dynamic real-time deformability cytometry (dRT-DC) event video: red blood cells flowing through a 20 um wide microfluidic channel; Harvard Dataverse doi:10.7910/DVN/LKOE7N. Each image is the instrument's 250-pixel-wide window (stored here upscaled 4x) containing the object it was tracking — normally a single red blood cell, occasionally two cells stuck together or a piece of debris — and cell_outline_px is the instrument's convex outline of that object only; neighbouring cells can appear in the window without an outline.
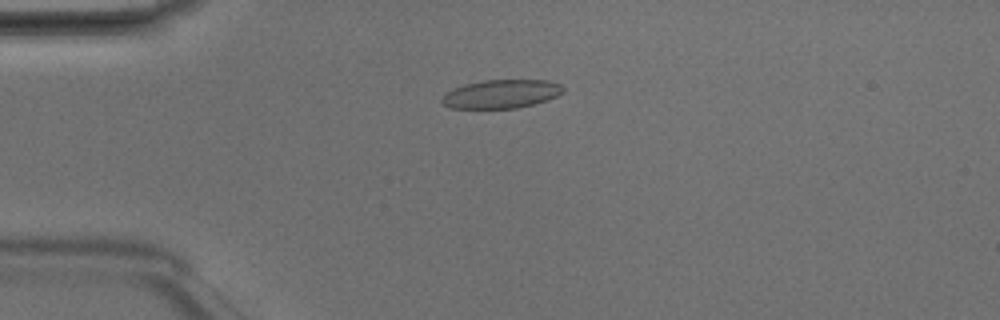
{"species": "Egyptian fruit bat (a non-hibernating species)", "species_latin": "Rousettus aegyptiacus", "temperature_condition": "room temperature", "stored_images_in_passage": 48, "camera_frame_rate_fps": 3000, "um_per_image_px": 0.085, "animal": {"sex": "male"}, "frame": {"image": 1, "passage_image": 12, "time_ms": 3.667, "image_size_px": [1000, 320], "cell_outline_px": [[564, 92], [548, 100], [516, 108], [452, 108], [444, 104], [440, 100], [448, 92], [464, 84], [484, 80], [548, 80], [560, 84], [564, 88]], "centroid_in_image_um": [42.65, 7.98], "position_along_channel_um": 42.4, "area_um2": 20.0}}
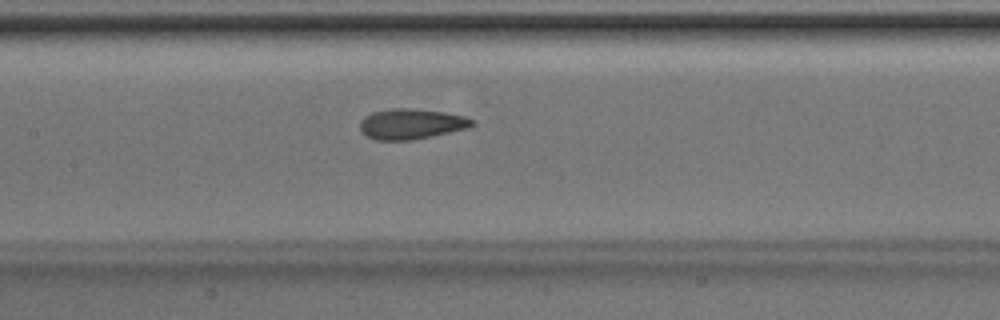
{"frame": {"image": 2, "passage_image": 23, "time_ms": 7.333, "image_size_px": [1000, 320], "cell_outline_px": [[476, 124], [468, 128], [412, 140], [376, 140], [368, 136], [360, 128], [360, 120], [364, 116], [372, 112], [392, 108], [412, 108], [444, 112], [464, 116], [476, 120]], "centroid_in_image_um": [34.98, 10.52], "position_along_channel_um": 172.4, "area_um2": 19.88}}
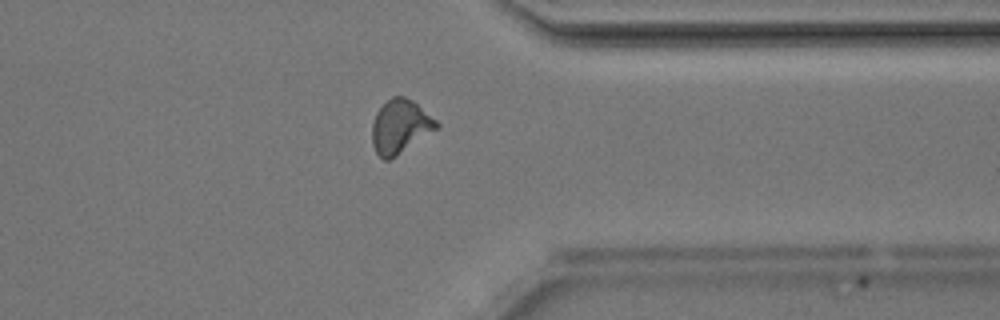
{"frame": {"image": 3, "passage_image": 38, "time_ms": 12.333, "image_size_px": [1000, 320], "cell_outline_px": [[440, 128], [396, 156], [388, 160], [384, 160], [376, 152], [372, 144], [372, 124], [376, 112], [392, 96], [404, 96], [412, 100], [436, 120], [440, 124]], "centroid_in_image_um": [34.03, 10.77], "position_along_channel_um": 377.4, "area_um2": 20.17}, "authors_computed_cell_mechanics": {"area_um2": 19.9121, "velocity_mm_per_s": 4.2026, "shape_relaxation_time_tau1_ms": 5.4278, "shape_relaxation_time_tau2_ms": 2.1893, "deformation_change_tau1": 0.1385, "deformation_change_tau2": 0.0859}}